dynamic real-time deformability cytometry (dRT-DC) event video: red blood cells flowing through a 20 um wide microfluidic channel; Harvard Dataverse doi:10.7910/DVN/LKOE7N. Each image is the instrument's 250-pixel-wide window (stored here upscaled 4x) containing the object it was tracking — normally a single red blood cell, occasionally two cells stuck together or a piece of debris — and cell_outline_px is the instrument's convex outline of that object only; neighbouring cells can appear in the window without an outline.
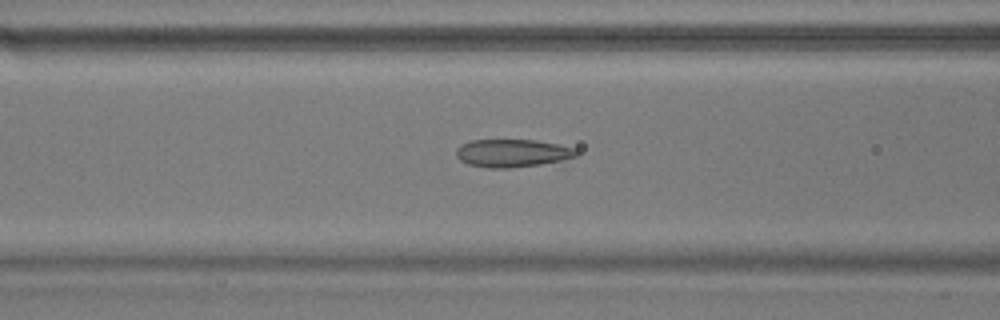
{"species": "common noctule bat (a hibernating species)", "species_latin": "Nyctalus noctula", "temperature_condition": "warm", "stored_images_in_passage": 25, "camera_frame_rate_fps": 3000, "um_per_image_px": 0.085, "animal": {"sex": "male", "body_mass_g": 17.9}, "frame": {"image": 1, "passage_image": 13, "time_ms": 4.0, "image_size_px": [1000, 320], "cell_outline_px": [[576, 156], [560, 160], [540, 164], [508, 168], [488, 168], [468, 164], [460, 160], [456, 156], [456, 148], [460, 144], [472, 140], [536, 140], [576, 148]], "centroid_in_image_um": [43.49, 13.01], "position_along_channel_um": 123.1, "area_um2": 19.36}}
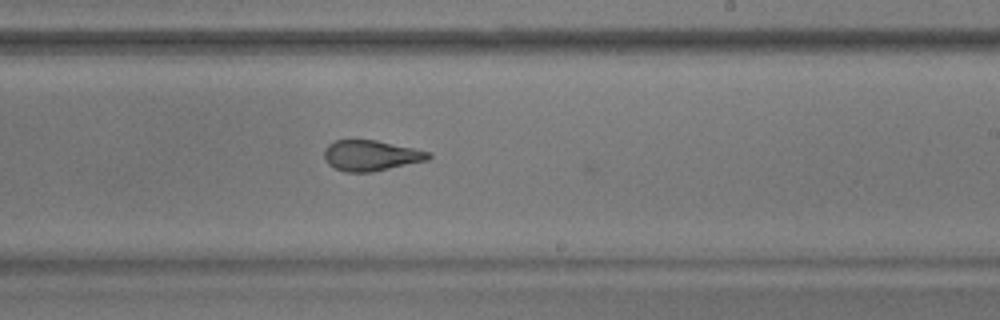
{"frame": {"image": 2, "passage_image": 24, "time_ms": 7.667, "image_size_px": [1000, 320], "cell_outline_px": [[432, 156], [428, 160], [372, 172], [344, 172], [328, 164], [324, 156], [324, 148], [328, 144], [336, 140], [376, 140], [432, 152]], "centroid_in_image_um": [31.54, 13.22], "position_along_channel_um": 257.5, "area_um2": 18.61}}